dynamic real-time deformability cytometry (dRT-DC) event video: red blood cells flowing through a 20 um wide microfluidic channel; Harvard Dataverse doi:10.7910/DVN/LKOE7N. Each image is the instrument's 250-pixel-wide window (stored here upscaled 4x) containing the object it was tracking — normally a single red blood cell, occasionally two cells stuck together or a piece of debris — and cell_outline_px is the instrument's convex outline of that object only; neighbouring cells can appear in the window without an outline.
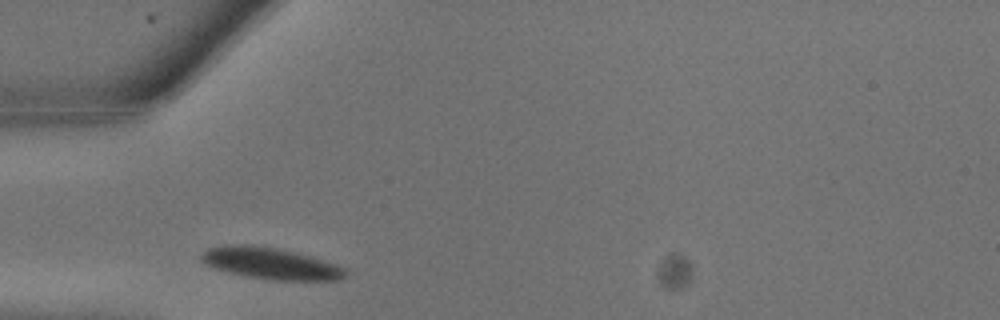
{"species": "common noctule bat (a hibernating species)", "species_latin": "Nyctalus noctula", "temperature_condition": "warm", "stored_images_in_passage": 4, "camera_frame_rate_fps": 3000, "um_per_image_px": 0.085, "animal": {"sex": "male", "body_mass_g": 13.3}, "frame": {"image": 1, "passage_image": 1, "time_ms": 0.0, "image_size_px": [1000, 320], "cell_outline_px": [[348, 276], [340, 280], [280, 280], [248, 276], [228, 272], [204, 264], [200, 260], [200, 256], [208, 248], [232, 244], [244, 244], [272, 248], [292, 252], [308, 256], [336, 264], [344, 268], [348, 272]], "centroid_in_image_um": [23.01, 22.4], "position_along_channel_um": 62.0, "area_um2": 25.95}}
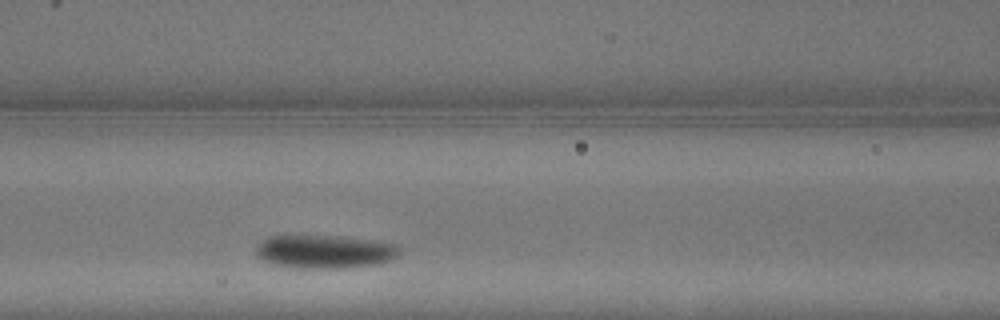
{"frame": {"image": 2, "passage_image": 4, "time_ms": 1.0, "image_size_px": [1000, 320], "cell_outline_px": [[400, 252], [396, 256], [380, 264], [340, 268], [304, 268], [268, 264], [256, 256], [256, 248], [268, 236], [336, 236], [376, 240], [396, 244], [400, 248]], "centroid_in_image_um": [27.6, 21.39], "position_along_channel_um": 139.0, "area_um2": 27.92}}